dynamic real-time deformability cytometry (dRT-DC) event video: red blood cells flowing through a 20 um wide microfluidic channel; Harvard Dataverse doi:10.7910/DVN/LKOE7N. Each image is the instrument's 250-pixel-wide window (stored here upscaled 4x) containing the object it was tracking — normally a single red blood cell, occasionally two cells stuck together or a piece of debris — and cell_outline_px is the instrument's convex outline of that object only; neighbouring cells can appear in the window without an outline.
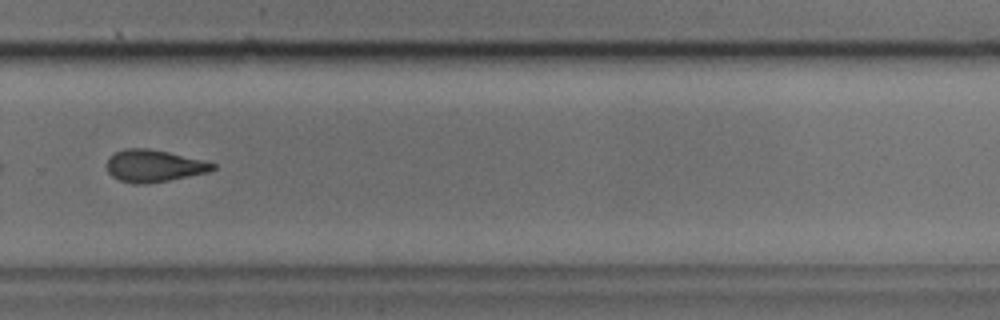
{"species": "common noctule bat (a hibernating species)", "species_latin": "Nyctalus noctula", "temperature_condition": "cold", "stored_images_in_passage": 31, "camera_frame_rate_fps": 3000, "um_per_image_px": 0.085, "animal": {"sex": "male", "body_mass_g": 17.9, "forearm_length_mm": 54.2}, "frame": {"image": 1, "passage_image": 17, "time_ms": 5.333, "image_size_px": [1000, 320], "cell_outline_px": [[216, 168], [208, 172], [148, 184], [132, 184], [120, 180], [112, 176], [108, 172], [108, 156], [124, 148], [148, 148], [168, 152], [204, 160], [216, 164]], "centroid_in_image_um": [13.07, 14.1], "position_along_channel_um": 316.7, "area_um2": 19.83}}
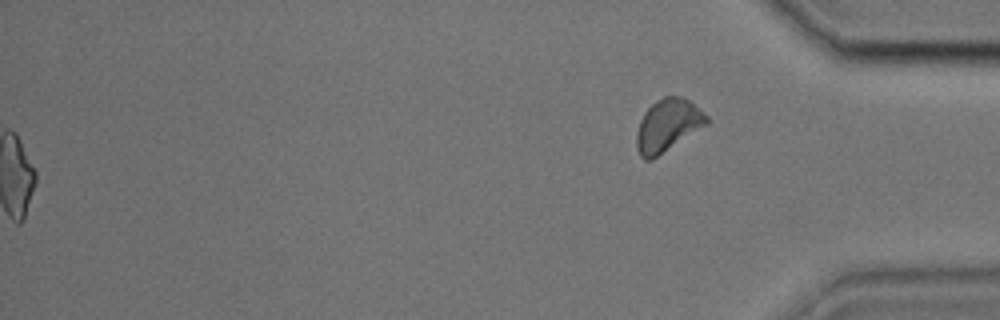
{"frame": {"image": 2, "passage_image": 31, "time_ms": 10.0, "image_size_px": [1000, 320], "cell_outline_px": [[708, 124], [652, 160], [644, 160], [640, 156], [636, 148], [636, 132], [640, 120], [644, 112], [656, 100], [664, 96], [680, 96], [688, 100], [704, 112], [708, 116]], "centroid_in_image_um": [56.74, 10.67], "position_along_channel_um": 378.5, "area_um2": 21.5}}